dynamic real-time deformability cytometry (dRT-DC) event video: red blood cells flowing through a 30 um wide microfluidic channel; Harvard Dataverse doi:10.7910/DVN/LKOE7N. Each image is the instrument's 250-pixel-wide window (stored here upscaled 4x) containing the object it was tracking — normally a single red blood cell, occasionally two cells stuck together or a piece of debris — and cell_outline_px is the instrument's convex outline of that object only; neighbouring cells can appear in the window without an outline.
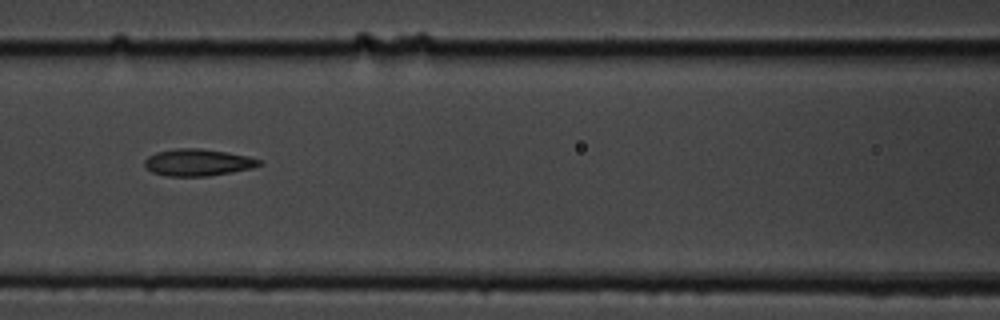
{"species": "common noctule bat (a hibernating species)", "species_latin": "Nyctalus noctula", "temperature_condition": "cold", "stored_images_in_passage": 10, "camera_frame_rate_fps": 3000, "um_per_image_px": 0.085, "animal": {"sex": "male", "body_mass_g": 19.5, "forearm_length_mm": 54.6}, "frame": {"image": 1, "passage_image": 7, "time_ms": 7.0, "image_size_px": [1000, 320], "cell_outline_px": [[264, 160], [260, 164], [252, 168], [232, 172], [208, 176], [168, 176], [152, 172], [144, 164], [144, 160], [148, 156], [156, 152], [176, 148], [200, 148], [228, 152], [248, 156]], "centroid_in_image_um": [16.83, 13.8], "position_along_channel_um": 149.8, "area_um2": 18.03}}
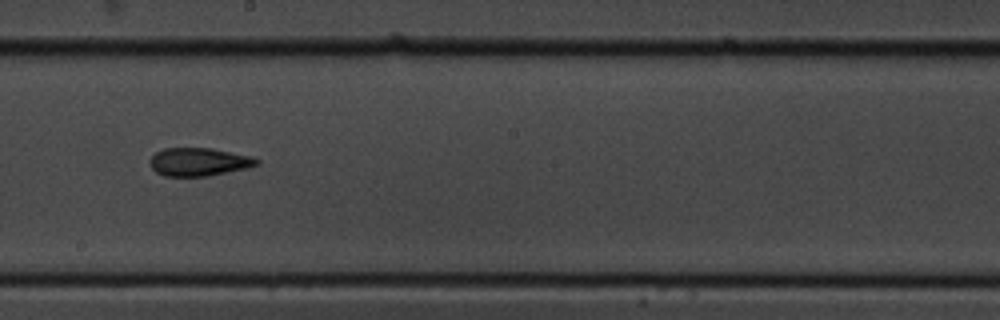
{"frame": {"image": 2, "passage_image": 9, "time_ms": 9.333, "image_size_px": [1000, 320], "cell_outline_px": [[260, 164], [244, 168], [208, 176], [164, 176], [156, 172], [152, 168], [152, 156], [156, 152], [164, 148], [212, 148], [252, 156], [260, 160]], "centroid_in_image_um": [16.93, 13.75], "position_along_channel_um": 231.3, "area_um2": 17.34}}
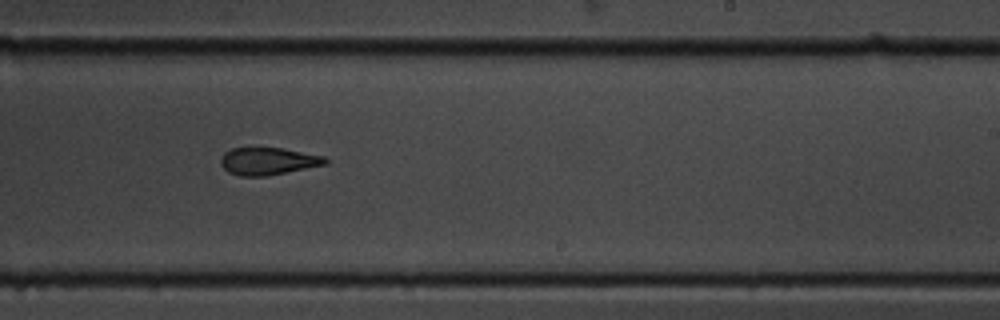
{"frame": {"image": 3, "passage_image": 10, "time_ms": 10.333, "image_size_px": [1000, 320], "cell_outline_px": [[328, 164], [268, 176], [240, 176], [228, 172], [220, 164], [220, 160], [224, 152], [232, 148], [252, 144], [280, 148], [324, 156], [328, 160]], "centroid_in_image_um": [22.74, 13.66], "position_along_channel_um": 266.3, "area_um2": 17.4}}